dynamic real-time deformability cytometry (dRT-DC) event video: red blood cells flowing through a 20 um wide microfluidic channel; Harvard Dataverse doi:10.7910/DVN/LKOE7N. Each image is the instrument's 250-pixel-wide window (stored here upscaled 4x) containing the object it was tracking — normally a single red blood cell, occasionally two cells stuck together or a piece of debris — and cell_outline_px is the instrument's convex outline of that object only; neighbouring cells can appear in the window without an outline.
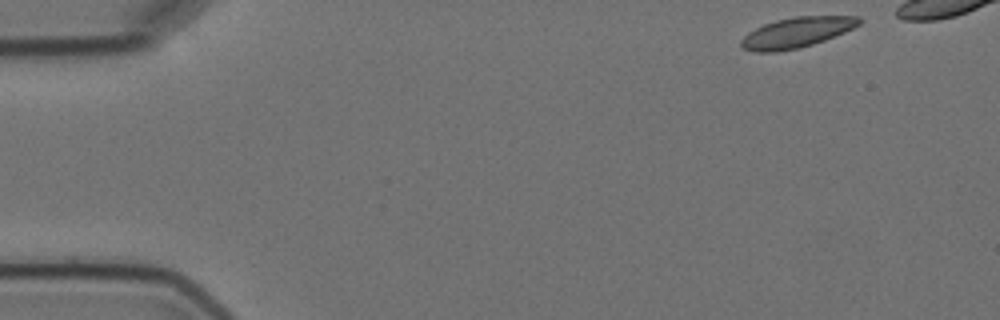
{"species": "Egyptian fruit bat (a non-hibernating species)", "species_latin": "Rousettus aegyptiacus", "temperature_condition": "cold", "stored_images_in_passage": 5, "camera_frame_rate_fps": 3000, "um_per_image_px": 0.085, "animal": {"sex": "female"}, "frame": {"image": 1, "passage_image": 1, "time_ms": 0.0, "image_size_px": [1000, 320], "cell_outline_px": [[864, 20], [860, 24], [844, 32], [824, 40], [800, 48], [776, 52], [752, 52], [744, 48], [740, 44], [740, 40], [748, 32], [764, 24], [776, 20], [792, 16], [860, 16]], "centroid_in_image_um": [67.71, 2.76], "position_along_channel_um": 17.3, "area_um2": 20.92}}